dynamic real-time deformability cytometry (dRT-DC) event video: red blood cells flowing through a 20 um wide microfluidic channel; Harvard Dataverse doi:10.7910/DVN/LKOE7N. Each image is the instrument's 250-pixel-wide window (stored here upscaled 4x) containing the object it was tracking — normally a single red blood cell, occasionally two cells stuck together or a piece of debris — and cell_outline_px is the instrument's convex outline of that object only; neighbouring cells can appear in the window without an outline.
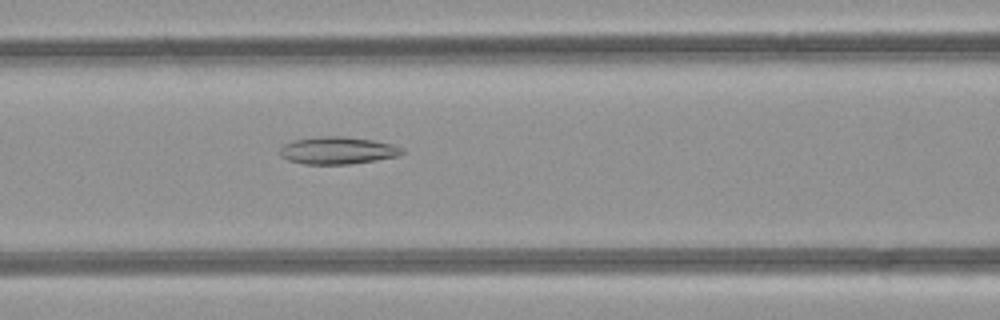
{"species": "common noctule bat (a hibernating species)", "species_latin": "Nyctalus noctula", "temperature_condition": "room temperature", "stored_images_in_passage": 32, "camera_frame_rate_fps": 3000, "um_per_image_px": 0.085, "animal": {"sex": "female", "body_mass_g": 21.9}, "frame": {"image": 1, "passage_image": 7, "time_ms": 2.0, "image_size_px": [1000, 320], "cell_outline_px": [[404, 152], [396, 156], [376, 160], [348, 164], [304, 164], [288, 160], [280, 156], [280, 148], [284, 144], [292, 140], [320, 136], [340, 136], [372, 140], [392, 144], [404, 148]], "centroid_in_image_um": [28.67, 12.79], "position_along_channel_um": 137.9, "area_um2": 19.42}}
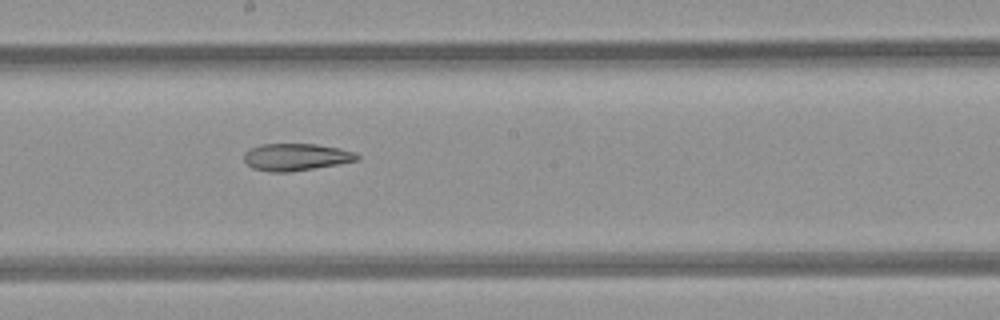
{"frame": {"image": 2, "passage_image": 13, "time_ms": 4.0, "image_size_px": [1000, 320], "cell_outline_px": [[360, 160], [288, 172], [272, 172], [252, 168], [244, 160], [244, 152], [260, 144], [316, 144], [340, 148], [356, 152], [360, 156]], "centroid_in_image_um": [25.18, 13.34], "position_along_channel_um": 223.0, "area_um2": 17.8}}
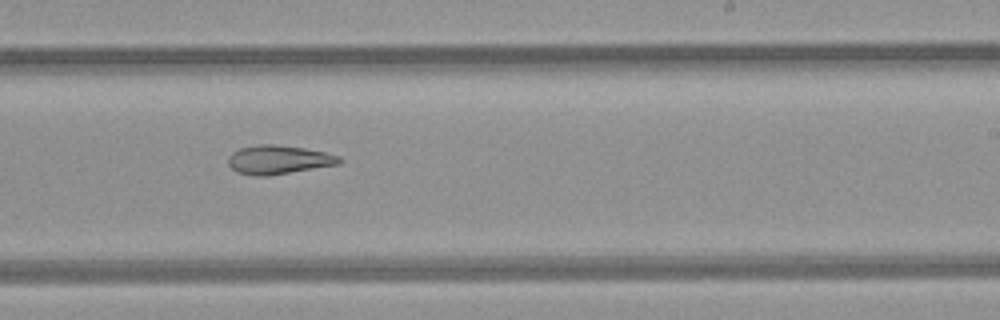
{"frame": {"image": 3, "passage_image": 16, "time_ms": 5.0, "image_size_px": [1000, 320], "cell_outline_px": [[344, 160], [340, 164], [268, 176], [256, 176], [236, 172], [228, 164], [228, 156], [232, 152], [240, 148], [260, 144], [272, 144], [304, 148], [324, 152], [340, 156]], "centroid_in_image_um": [23.68, 13.58], "position_along_channel_um": 265.3, "area_um2": 18.73}}